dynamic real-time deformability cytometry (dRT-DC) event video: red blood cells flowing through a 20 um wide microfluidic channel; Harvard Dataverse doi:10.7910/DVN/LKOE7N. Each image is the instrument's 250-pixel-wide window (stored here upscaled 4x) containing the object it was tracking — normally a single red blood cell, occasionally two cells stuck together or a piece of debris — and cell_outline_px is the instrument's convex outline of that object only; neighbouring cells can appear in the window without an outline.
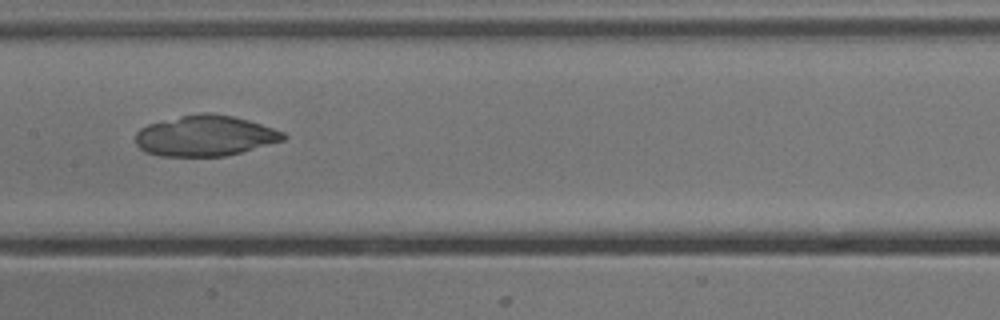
{"species": "common noctule bat (a hibernating species)", "species_latin": "Nyctalus noctula", "temperature_condition": "cold", "stored_images_in_passage": 47, "camera_frame_rate_fps": 3000, "um_per_image_px": 0.085, "animal": {"sex": "male", "body_mass_g": 13.3}, "frame": {"image": 1, "passage_image": 21, "time_ms": 6.667, "image_size_px": [1000, 320], "cell_outline_px": [[288, 136], [284, 140], [240, 152], [224, 156], [160, 156], [144, 152], [136, 144], [136, 132], [140, 128], [148, 124], [180, 116], [200, 112], [208, 112], [232, 116], [248, 120], [284, 132]], "centroid_in_image_um": [17.41, 11.54], "position_along_channel_um": 190.0, "area_um2": 34.91}}
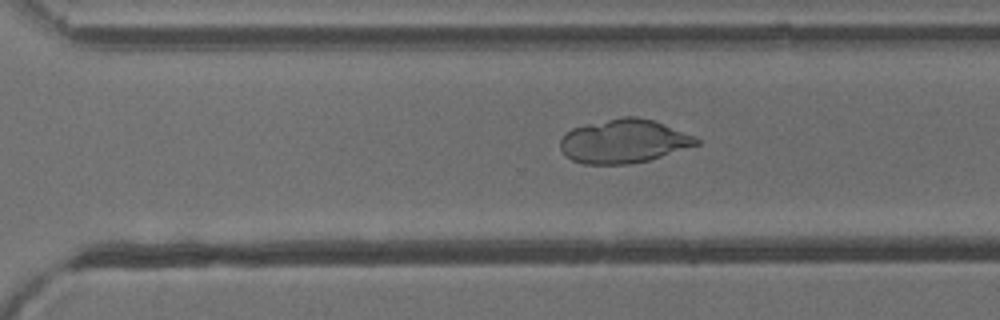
{"frame": {"image": 2, "passage_image": 31, "time_ms": 10.0, "image_size_px": [1000, 320], "cell_outline_px": [[700, 144], [648, 160], [628, 164], [584, 164], [572, 160], [560, 148], [560, 140], [572, 128], [588, 124], [624, 116], [636, 116], [652, 120], [692, 136], [700, 140]], "centroid_in_image_um": [53.0, 12.01], "position_along_channel_um": 317.6, "area_um2": 33.99}}
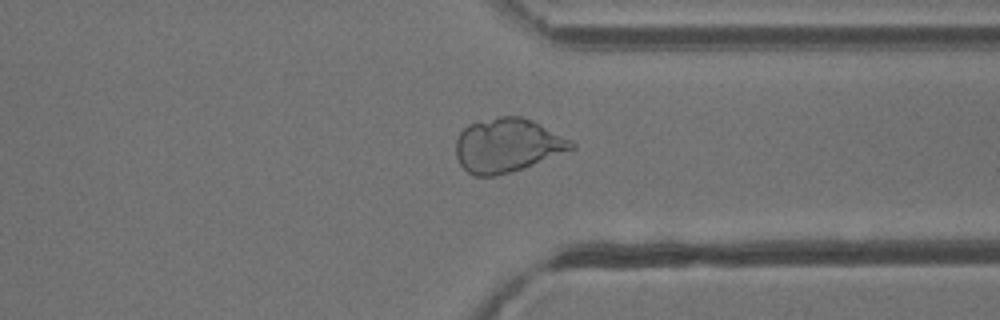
{"frame": {"image": 3, "passage_image": 35, "time_ms": 11.333, "image_size_px": [1000, 320], "cell_outline_px": [[576, 148], [532, 164], [496, 176], [476, 176], [468, 172], [460, 164], [456, 156], [456, 140], [460, 132], [468, 124], [500, 116], [520, 116], [532, 120], [572, 140], [576, 144]], "centroid_in_image_um": [43.11, 12.34], "position_along_channel_um": 368.3, "area_um2": 35.89}}